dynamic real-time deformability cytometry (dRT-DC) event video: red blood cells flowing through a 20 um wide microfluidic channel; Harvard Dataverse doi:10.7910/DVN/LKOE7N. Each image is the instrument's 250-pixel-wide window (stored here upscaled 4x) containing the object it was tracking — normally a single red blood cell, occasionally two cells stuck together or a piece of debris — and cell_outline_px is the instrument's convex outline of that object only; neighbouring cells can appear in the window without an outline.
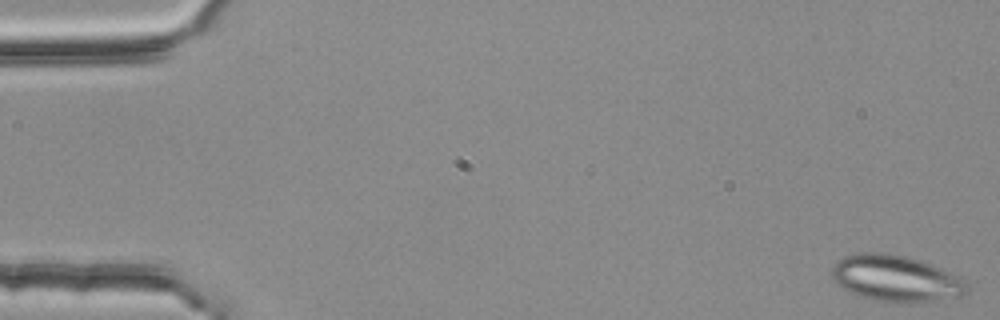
{"species": "common noctule bat (a hibernating species)", "species_latin": "Nyctalus noctula", "temperature_condition": "room temperature", "stored_images_in_passage": 5, "camera_frame_rate_fps": 3000, "um_per_image_px": 0.085, "animal": {"sex": "female", "body_mass_g": 25.1}, "frame": {"image": 1, "passage_image": 1, "time_ms": 0.0, "image_size_px": [1000, 320], "cell_outline_px": [[968, 292], [960, 296], [932, 300], [900, 304], [896, 304], [876, 300], [860, 296], [848, 292], [836, 284], [832, 280], [832, 268], [836, 260], [852, 252], [884, 252], [908, 256], [920, 260], [940, 268], [964, 280], [968, 284]], "centroid_in_image_um": [76.07, 23.66], "position_along_channel_um": 8.9, "area_um2": 36.88}}